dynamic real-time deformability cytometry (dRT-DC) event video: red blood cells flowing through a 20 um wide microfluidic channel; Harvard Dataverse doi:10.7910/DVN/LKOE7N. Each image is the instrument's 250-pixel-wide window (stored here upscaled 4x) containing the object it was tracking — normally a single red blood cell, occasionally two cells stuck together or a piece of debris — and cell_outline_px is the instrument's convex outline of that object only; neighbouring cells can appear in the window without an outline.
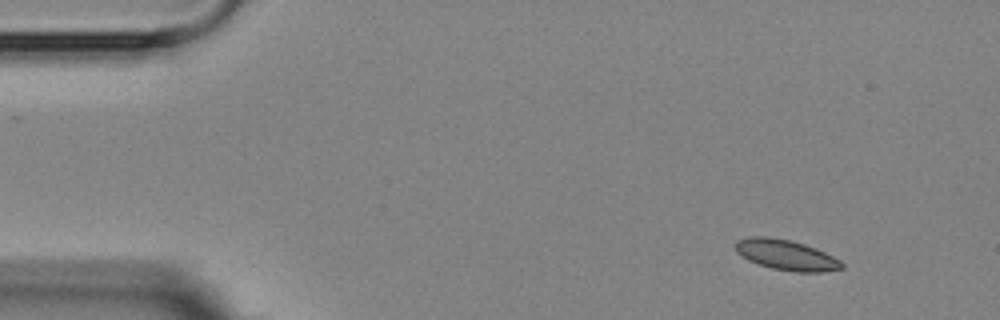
{"species": "Egyptian fruit bat (a non-hibernating species)", "species_latin": "Rousettus aegyptiacus", "temperature_condition": "room temperature", "stored_images_in_passage": 5, "segment_of_instrument_passage": [1, 2], "camera_frame_rate_fps": 3000, "um_per_image_px": 0.085, "animal": {"sex": "female"}, "frame": {"image": 1, "passage_image": 1, "time_ms": 0.0, "image_size_px": [1000, 320], "cell_outline_px": [[844, 268], [820, 272], [796, 272], [772, 268], [748, 260], [736, 252], [736, 240], [748, 236], [768, 236], [792, 240], [816, 248], [840, 260], [844, 264]], "centroid_in_image_um": [66.82, 21.65], "position_along_channel_um": 18.2, "area_um2": 18.84}}
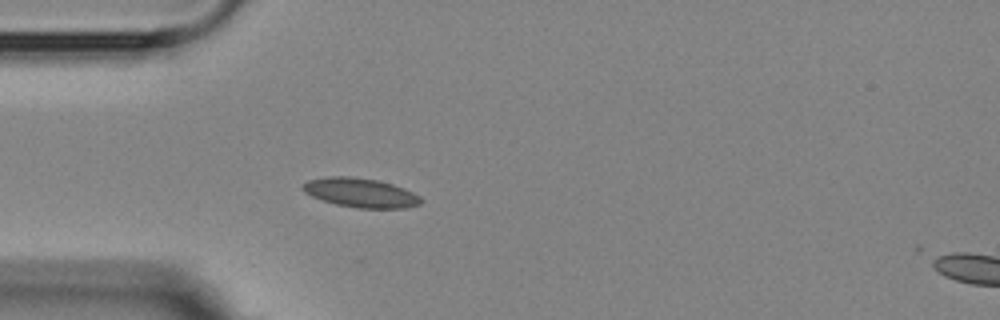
{"frame": {"image": 2, "passage_image": 4, "time_ms": 3.333, "image_size_px": [1000, 320], "cell_outline_px": [[420, 204], [404, 208], [360, 208], [336, 204], [312, 196], [304, 192], [300, 188], [308, 180], [328, 176], [348, 176], [376, 180], [392, 184], [404, 188], [420, 196]], "centroid_in_image_um": [30.63, 16.38], "position_along_channel_um": 54.4, "area_um2": 19.88}}